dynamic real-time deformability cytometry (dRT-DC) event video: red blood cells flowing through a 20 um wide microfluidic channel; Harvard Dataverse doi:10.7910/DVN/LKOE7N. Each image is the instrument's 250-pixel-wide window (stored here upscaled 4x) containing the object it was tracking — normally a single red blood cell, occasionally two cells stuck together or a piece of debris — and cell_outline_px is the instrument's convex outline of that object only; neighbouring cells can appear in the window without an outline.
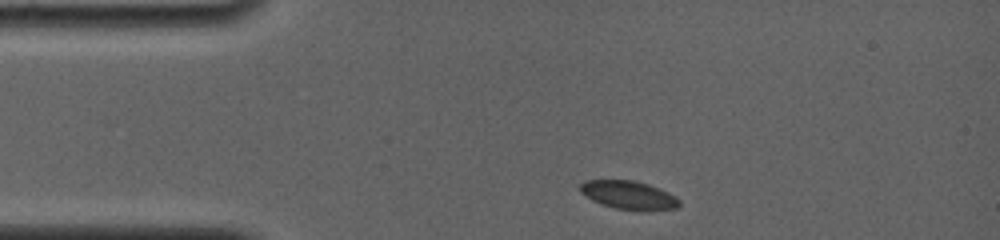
{"species": "common noctule bat (a hibernating species)", "species_latin": "Nyctalus noctula", "temperature_condition": "room temperature", "stored_images_in_passage": 10, "camera_frame_rate_fps": 4000, "um_per_image_px": 0.085, "animal": {"sex": "female", "body_mass_g": 19.0, "forearm_length_mm": 56.7}, "frame": {"image": 1, "passage_image": 1, "time_ms": 0.0, "image_size_px": [1000, 240], "cell_outline_px": [[680, 204], [676, 208], [648, 212], [640, 212], [616, 208], [600, 204], [592, 200], [580, 192], [580, 184], [584, 180], [636, 180], [648, 184], [668, 192], [676, 196], [680, 200]], "centroid_in_image_um": [53.47, 16.6], "position_along_channel_um": 31.5, "area_um2": 16.82}}
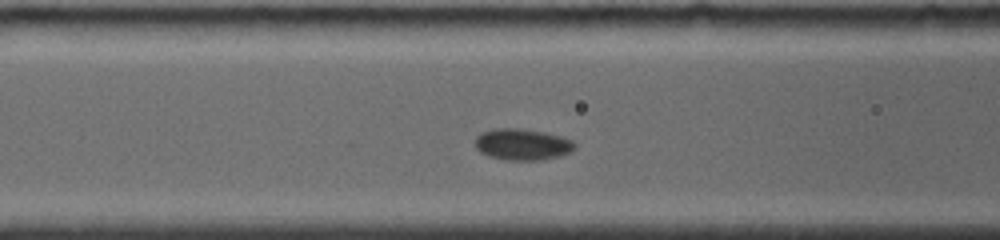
{"frame": {"image": 2, "passage_image": 7, "time_ms": 3.5, "image_size_px": [1000, 240], "cell_outline_px": [[576, 148], [560, 156], [540, 160], [508, 160], [488, 156], [480, 152], [476, 148], [476, 136], [480, 132], [496, 128], [520, 128], [544, 132], [560, 136], [572, 140], [576, 144]], "centroid_in_image_um": [44.39, 12.27], "position_along_channel_um": 122.2, "area_um2": 18.26}}
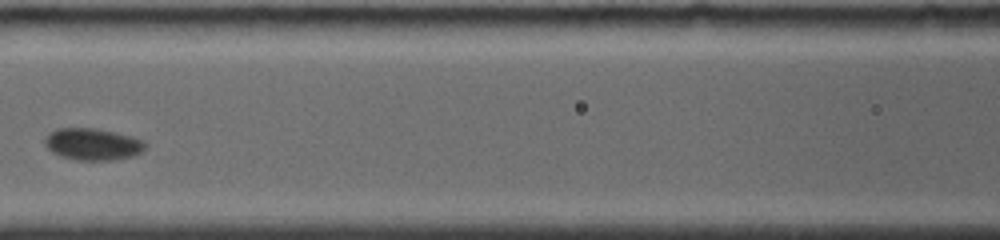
{"frame": {"image": 3, "passage_image": 9, "time_ms": 4.5, "image_size_px": [1000, 240], "cell_outline_px": [[144, 148], [140, 152], [132, 156], [112, 160], [76, 160], [60, 156], [52, 152], [44, 144], [44, 140], [48, 132], [56, 128], [96, 128], [116, 132], [132, 136], [144, 140]], "centroid_in_image_um": [7.84, 12.24], "position_along_channel_um": 158.8, "area_um2": 18.73}}